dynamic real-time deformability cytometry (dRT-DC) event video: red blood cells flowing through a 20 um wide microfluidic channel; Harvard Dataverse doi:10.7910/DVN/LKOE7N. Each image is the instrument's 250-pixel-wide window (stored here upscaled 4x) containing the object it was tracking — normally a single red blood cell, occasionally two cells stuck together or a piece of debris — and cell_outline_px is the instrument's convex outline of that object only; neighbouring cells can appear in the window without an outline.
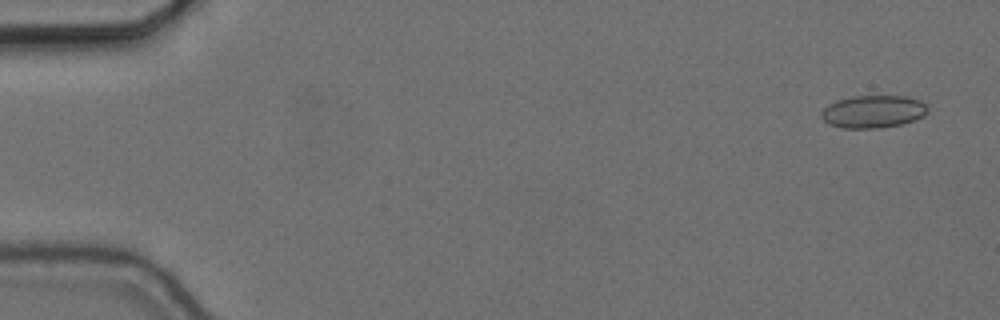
{"species": "common noctule bat (a hibernating species)", "species_latin": "Nyctalus noctula", "temperature_condition": "cold", "stored_images_in_passage": 55, "camera_frame_rate_fps": 3000, "um_per_image_px": 0.085, "animal": {"sex": "female", "body_mass_g": 24.6, "forearm_length_mm": 56.2}, "frame": {"image": 1, "passage_image": 1, "time_ms": 0.0, "image_size_px": [1000, 320], "cell_outline_px": [[928, 112], [924, 116], [916, 120], [900, 124], [880, 128], [844, 128], [828, 124], [820, 116], [820, 112], [828, 104], [836, 100], [852, 96], [908, 96], [920, 100], [928, 108]], "centroid_in_image_um": [74.21, 9.48], "position_along_channel_um": 10.8, "area_um2": 20.4}}
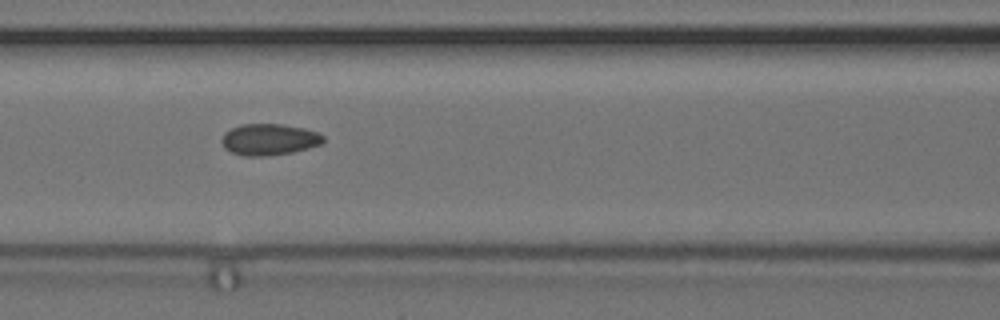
{"frame": {"image": 2, "passage_image": 23, "time_ms": 7.333, "image_size_px": [1000, 320], "cell_outline_px": [[324, 140], [320, 144], [308, 148], [292, 152], [268, 156], [244, 156], [232, 152], [224, 148], [220, 140], [224, 132], [240, 124], [284, 124], [304, 128], [316, 132], [324, 136]], "centroid_in_image_um": [22.85, 11.85], "position_along_channel_um": 143.8, "area_um2": 18.67}}
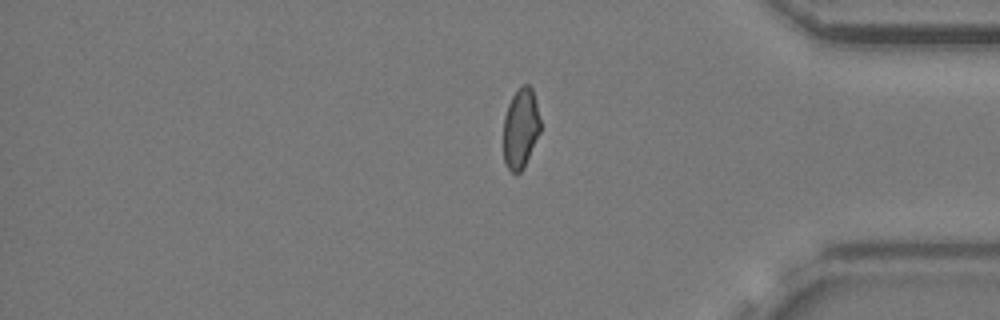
{"frame": {"image": 3, "passage_image": 45, "time_ms": 14.667, "image_size_px": [1000, 320], "cell_outline_px": [[540, 132], [524, 168], [516, 176], [508, 168], [504, 160], [504, 116], [508, 104], [512, 96], [524, 84], [528, 84], [532, 88], [540, 120]], "centroid_in_image_um": [44.25, 10.95], "position_along_channel_um": 391.0, "area_um2": 17.17}, "authors_computed_cell_mechanics": {"area_um2": 18.3804, "velocity_mm_per_s": 3.6612, "shape_relaxation_time_tau1_ms": null, "shape_relaxation_time_tau2_ms": 1.4896, "deformation_change_tau1": null, "deformation_change_tau2": 0.0531}}